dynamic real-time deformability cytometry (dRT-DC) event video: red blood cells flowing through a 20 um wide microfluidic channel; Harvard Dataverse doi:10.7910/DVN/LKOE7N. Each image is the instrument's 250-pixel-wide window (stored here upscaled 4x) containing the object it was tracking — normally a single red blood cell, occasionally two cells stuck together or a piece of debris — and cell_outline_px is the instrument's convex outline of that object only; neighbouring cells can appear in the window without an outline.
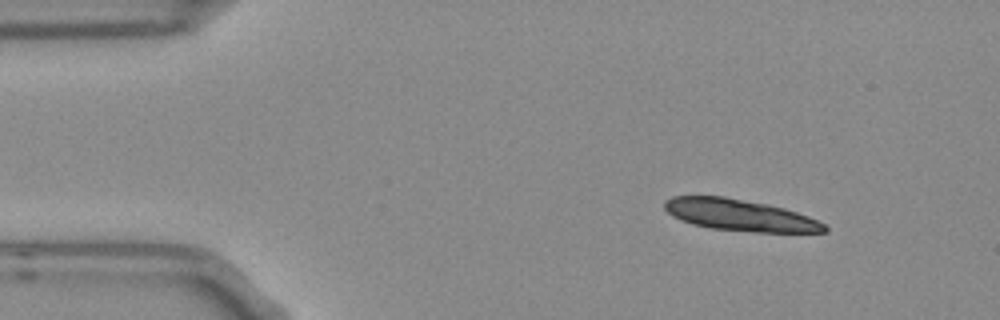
{"species": "Egyptian fruit bat (a non-hibernating species)", "species_latin": "Rousettus aegyptiacus", "temperature_condition": "room temperature", "stored_images_in_passage": 5, "segment_of_instrument_passage": [1, 2], "camera_frame_rate_fps": 3000, "um_per_image_px": 0.085, "frame": {"image": 1, "passage_image": 1, "time_ms": 0.0, "image_size_px": [1000, 320], "cell_outline_px": [[828, 232], [756, 232], [712, 228], [692, 224], [680, 220], [672, 216], [664, 208], [664, 200], [672, 196], [724, 196], [784, 208], [808, 216], [824, 224], [828, 228]], "centroid_in_image_um": [62.85, 18.28], "position_along_channel_um": 22.2, "area_um2": 29.19}}